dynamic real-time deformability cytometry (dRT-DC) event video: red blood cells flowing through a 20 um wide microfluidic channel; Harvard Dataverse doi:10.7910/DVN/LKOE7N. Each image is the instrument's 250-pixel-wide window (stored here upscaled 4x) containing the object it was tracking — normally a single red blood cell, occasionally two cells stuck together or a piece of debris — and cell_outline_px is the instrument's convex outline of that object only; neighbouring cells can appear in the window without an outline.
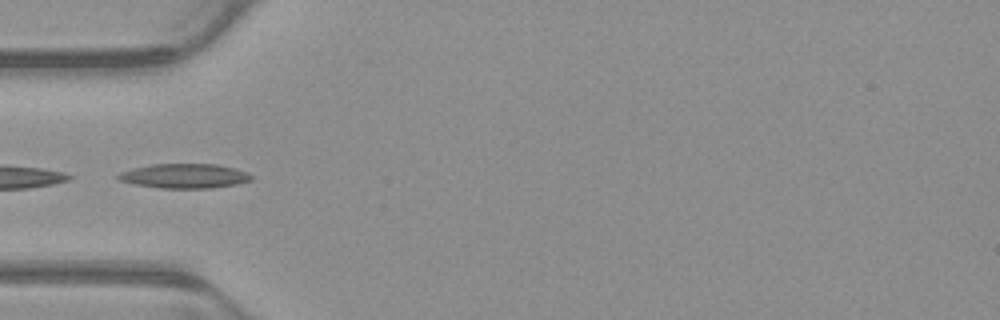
{"species": "common noctule bat (a hibernating species)", "species_latin": "Nyctalus noctula", "temperature_condition": "warm", "stored_images_in_passage": 13, "camera_frame_rate_fps": 3000, "um_per_image_px": 0.085, "animal": {"sex": "male", "body_mass_g": 23.1, "forearm_length_mm": 52.7}, "frame": {"image": 1, "passage_image": 1, "time_ms": 0.0, "image_size_px": [1000, 320], "cell_outline_px": [[252, 180], [236, 184], [212, 188], [160, 188], [136, 184], [120, 180], [116, 176], [120, 172], [132, 168], [152, 164], [216, 164], [236, 168], [248, 172], [252, 176]], "centroid_in_image_um": [15.71, 14.95], "position_along_channel_um": 69.3, "area_um2": 19.02}}